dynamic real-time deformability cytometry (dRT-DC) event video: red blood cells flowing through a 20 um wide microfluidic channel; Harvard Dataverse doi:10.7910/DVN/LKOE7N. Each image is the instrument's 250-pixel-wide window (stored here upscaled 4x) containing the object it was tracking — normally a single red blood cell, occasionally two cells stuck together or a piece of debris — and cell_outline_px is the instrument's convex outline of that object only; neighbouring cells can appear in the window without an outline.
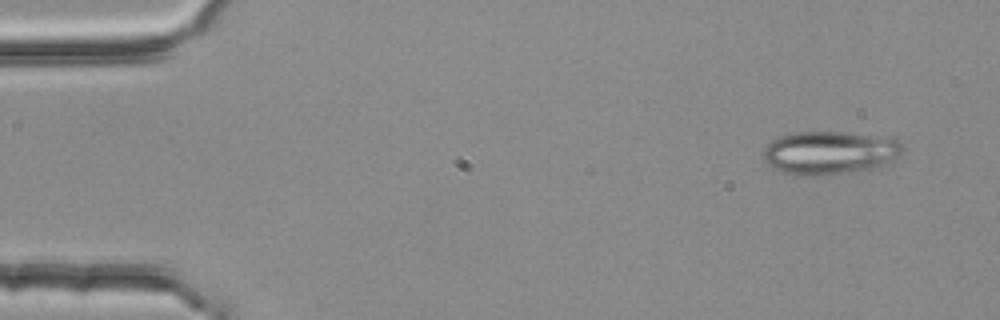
{"species": "common noctule bat (a hibernating species)", "species_latin": "Nyctalus noctula", "temperature_condition": "room temperature", "stored_images_in_passage": 4, "camera_frame_rate_fps": 3000, "um_per_image_px": 0.085, "animal": {"sex": "female", "body_mass_g": 25.1}, "frame": {"image": 1, "passage_image": 1, "time_ms": 0.0, "image_size_px": [1000, 320], "cell_outline_px": [[904, 148], [900, 156], [880, 168], [816, 176], [800, 176], [784, 172], [772, 168], [764, 160], [764, 148], [772, 140], [780, 136], [796, 132], [840, 132], [876, 136], [896, 140], [904, 144]], "centroid_in_image_um": [70.54, 13.0], "position_along_channel_um": 14.5, "area_um2": 35.26}}